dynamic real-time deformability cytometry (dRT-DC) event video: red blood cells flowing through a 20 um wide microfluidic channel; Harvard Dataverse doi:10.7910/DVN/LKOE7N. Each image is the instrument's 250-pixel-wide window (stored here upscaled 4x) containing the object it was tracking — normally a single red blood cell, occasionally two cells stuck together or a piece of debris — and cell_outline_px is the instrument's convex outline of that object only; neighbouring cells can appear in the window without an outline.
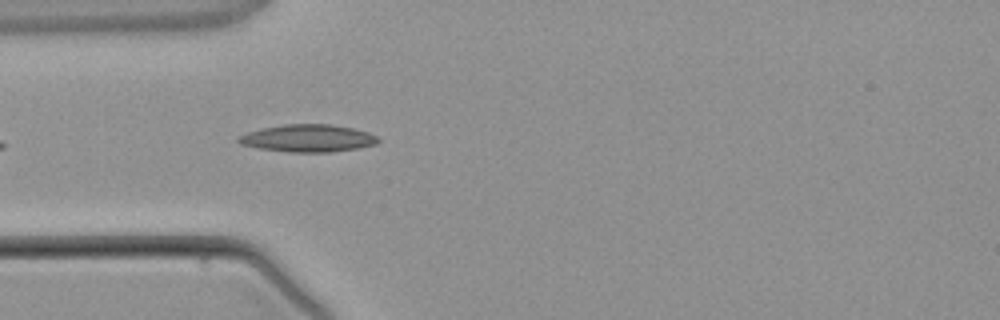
{"species": "common noctule bat (a hibernating species)", "species_latin": "Nyctalus noctula", "temperature_condition": "warm", "stored_images_in_passage": 1, "camera_frame_rate_fps": 3000, "um_per_image_px": 0.085, "animal": {"sex": "male", "body_mass_g": 21.5, "forearm_length_mm": 52.0}, "frame": {"image": 1, "passage_image": 1, "time_ms": 0.0, "image_size_px": [1000, 320], "cell_outline_px": [[380, 140], [376, 144], [356, 148], [328, 152], [288, 152], [260, 148], [240, 144], [236, 140], [236, 136], [260, 128], [284, 124], [332, 124], [352, 128], [368, 132], [376, 136]], "centroid_in_image_um": [26.13, 11.74], "position_along_channel_um": 58.9, "area_um2": 22.31}}